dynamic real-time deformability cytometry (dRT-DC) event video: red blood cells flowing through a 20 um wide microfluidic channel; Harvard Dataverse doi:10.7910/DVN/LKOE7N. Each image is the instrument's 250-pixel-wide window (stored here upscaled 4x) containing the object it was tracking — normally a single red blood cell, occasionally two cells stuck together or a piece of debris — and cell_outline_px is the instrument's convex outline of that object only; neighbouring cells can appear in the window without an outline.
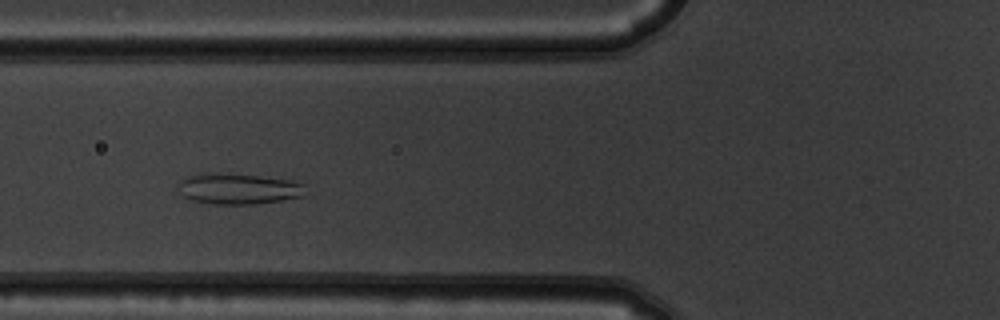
{"species": "common noctule bat (a hibernating species)", "species_latin": "Nyctalus noctula", "temperature_condition": "warm", "stored_images_in_passage": 6, "camera_frame_rate_fps": 3000, "um_per_image_px": 0.085, "animal": {"sex": "male", "body_mass_g": 19.5, "forearm_length_mm": 54.6}, "frame": {"image": 1, "passage_image": 4, "time_ms": 1.0, "image_size_px": [1000, 320], "cell_outline_px": [[308, 184], [304, 196], [284, 200], [256, 204], [212, 204], [192, 200], [184, 196], [176, 184], [184, 176], [204, 172], [216, 172], [260, 176], [292, 180]], "centroid_in_image_um": [20.28, 16.03], "position_along_channel_um": 105.5, "area_um2": 23.47}}